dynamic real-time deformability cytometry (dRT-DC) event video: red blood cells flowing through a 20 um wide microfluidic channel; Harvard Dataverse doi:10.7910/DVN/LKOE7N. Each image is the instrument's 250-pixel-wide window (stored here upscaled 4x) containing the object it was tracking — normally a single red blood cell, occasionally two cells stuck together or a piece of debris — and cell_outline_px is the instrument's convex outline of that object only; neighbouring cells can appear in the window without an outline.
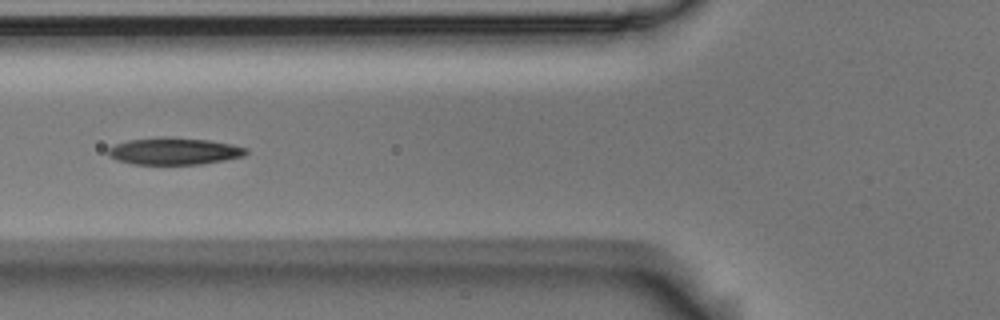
{"species": "Egyptian fruit bat (a non-hibernating species)", "species_latin": "Rousettus aegyptiacus", "temperature_condition": "room temperature", "stored_images_in_passage": 14, "camera_frame_rate_fps": 3000, "um_per_image_px": 0.085, "animal": {"sex": "male"}, "frame": {"image": 1, "passage_image": 7, "time_ms": 2.0, "image_size_px": [1000, 320], "cell_outline_px": [[248, 152], [244, 156], [224, 160], [200, 164], [132, 164], [116, 160], [108, 156], [108, 148], [116, 144], [128, 140], [160, 136], [208, 140], [232, 144], [248, 148]], "centroid_in_image_um": [14.79, 12.84], "position_along_channel_um": 111.0, "area_um2": 21.79}}
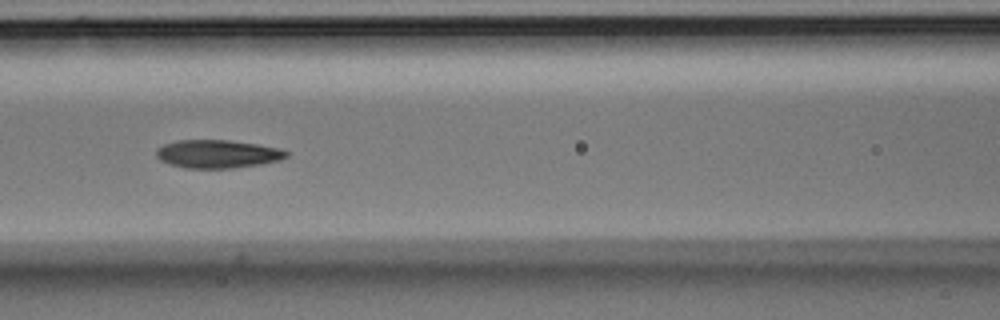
{"frame": {"image": 2, "passage_image": 10, "time_ms": 3.0, "image_size_px": [1000, 320], "cell_outline_px": [[288, 156], [280, 160], [260, 164], [232, 168], [184, 168], [168, 164], [160, 160], [156, 156], [156, 148], [164, 144], [176, 140], [228, 140], [256, 144], [280, 148], [288, 152]], "centroid_in_image_um": [18.46, 13.08], "position_along_channel_um": 148.1, "area_um2": 21.44}}